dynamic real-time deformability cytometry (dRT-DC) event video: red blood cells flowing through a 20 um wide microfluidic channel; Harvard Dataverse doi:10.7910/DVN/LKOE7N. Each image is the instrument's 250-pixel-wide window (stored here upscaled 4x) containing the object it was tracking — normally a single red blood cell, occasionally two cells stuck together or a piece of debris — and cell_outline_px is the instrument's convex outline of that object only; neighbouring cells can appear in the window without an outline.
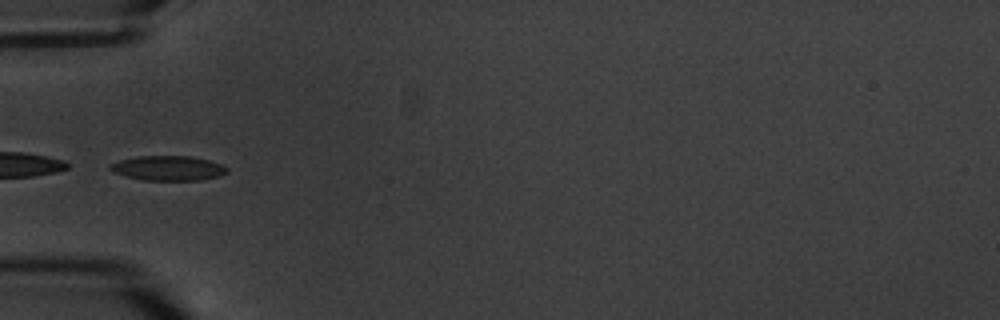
{"species": "common noctule bat (a hibernating species)", "species_latin": "Nyctalus noctula", "temperature_condition": "warm", "stored_images_in_passage": 7, "segment_of_instrument_passage": [2, 2], "camera_frame_rate_fps": 3000, "um_per_image_px": 0.085, "animal": {"sex": "male", "body_mass_g": 20.1, "forearm_length_mm": 53.5}, "frame": {"image": 1, "passage_image": 7, "time_ms": 6.667, "image_size_px": [1000, 320], "cell_outline_px": [[228, 172], [220, 176], [200, 180], [144, 180], [112, 172], [108, 168], [108, 164], [120, 160], [136, 156], [188, 156], [208, 160], [220, 164], [228, 168]], "centroid_in_image_um": [14.27, 14.29], "position_along_channel_um": 70.7, "area_um2": 16.82}}